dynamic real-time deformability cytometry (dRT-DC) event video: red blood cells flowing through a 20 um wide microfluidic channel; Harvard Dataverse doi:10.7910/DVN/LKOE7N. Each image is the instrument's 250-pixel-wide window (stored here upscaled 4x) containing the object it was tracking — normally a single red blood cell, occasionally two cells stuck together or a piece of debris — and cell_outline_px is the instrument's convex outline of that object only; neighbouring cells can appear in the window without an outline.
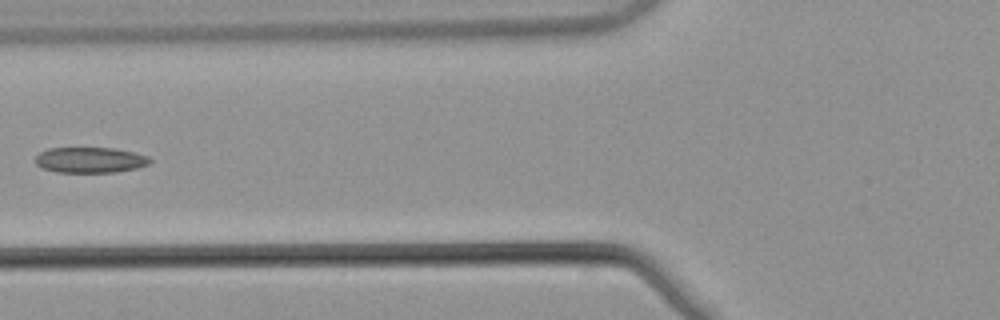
{"species": "common noctule bat (a hibernating species)", "species_latin": "Nyctalus noctula", "temperature_condition": "warm", "stored_images_in_passage": 7, "camera_frame_rate_fps": 3000, "um_per_image_px": 0.085, "animal": {"sex": "male", "body_mass_g": 21.5, "forearm_length_mm": 52.0}, "frame": {"image": 1, "passage_image": 7, "time_ms": 2.0, "image_size_px": [1000, 320], "cell_outline_px": [[152, 160], [148, 164], [136, 168], [116, 172], [56, 172], [40, 168], [36, 164], [36, 156], [40, 152], [48, 148], [112, 148], [132, 152], [148, 156]], "centroid_in_image_um": [7.63, 13.6], "position_along_channel_um": 118.2, "area_um2": 17.05}}